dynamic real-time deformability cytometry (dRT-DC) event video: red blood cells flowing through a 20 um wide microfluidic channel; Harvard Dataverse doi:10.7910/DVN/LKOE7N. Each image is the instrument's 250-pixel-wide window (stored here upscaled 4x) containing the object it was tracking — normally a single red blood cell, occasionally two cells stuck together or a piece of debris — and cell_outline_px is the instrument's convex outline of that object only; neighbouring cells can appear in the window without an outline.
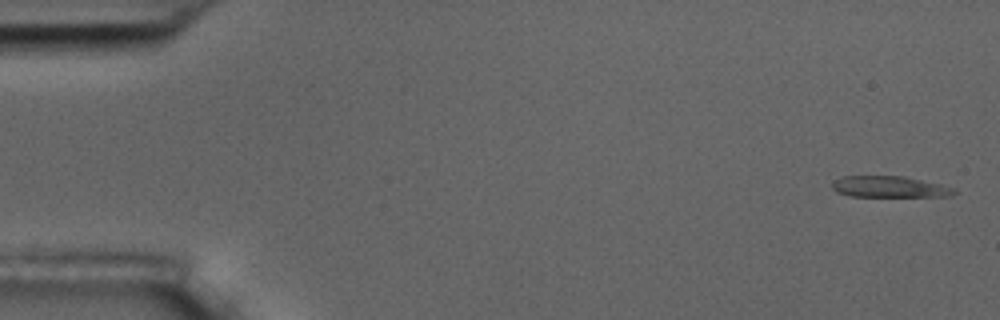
{"species": "common noctule bat (a hibernating species)", "species_latin": "Nyctalus noctula", "temperature_condition": "room temperature", "stored_images_in_passage": 5, "camera_frame_rate_fps": 3000, "um_per_image_px": 0.085, "animal": {"sex": "male", "body_mass_g": 17.5, "forearm_length_mm": 52.3}, "frame": {"image": 1, "passage_image": 1, "time_ms": 0.0, "image_size_px": [1000, 320], "cell_outline_px": [[956, 192], [952, 196], [852, 196], [836, 192], [832, 188], [832, 184], [836, 180], [844, 176], [904, 176], [940, 184], [952, 188]], "centroid_in_image_um": [75.59, 15.88], "position_along_channel_um": 9.4, "area_um2": 14.85}}
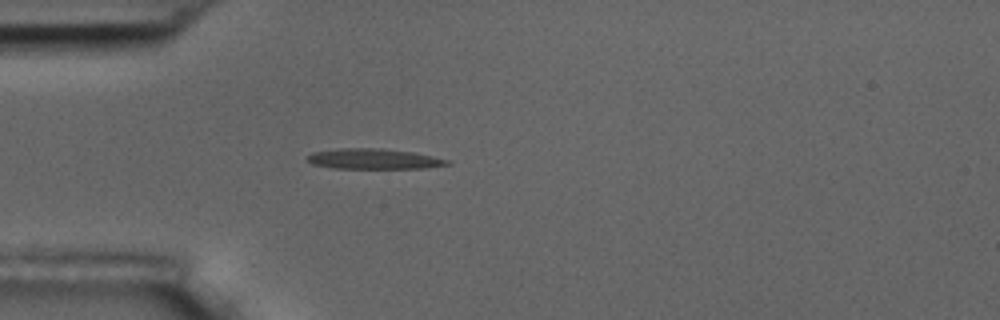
{"frame": {"image": 2, "passage_image": 5, "time_ms": 4.667, "image_size_px": [1000, 320], "cell_outline_px": [[452, 164], [424, 168], [332, 168], [312, 164], [304, 156], [312, 152], [336, 148], [376, 148], [412, 152], [448, 160]], "centroid_in_image_um": [31.68, 13.5], "position_along_channel_um": 53.3, "area_um2": 16.53}}